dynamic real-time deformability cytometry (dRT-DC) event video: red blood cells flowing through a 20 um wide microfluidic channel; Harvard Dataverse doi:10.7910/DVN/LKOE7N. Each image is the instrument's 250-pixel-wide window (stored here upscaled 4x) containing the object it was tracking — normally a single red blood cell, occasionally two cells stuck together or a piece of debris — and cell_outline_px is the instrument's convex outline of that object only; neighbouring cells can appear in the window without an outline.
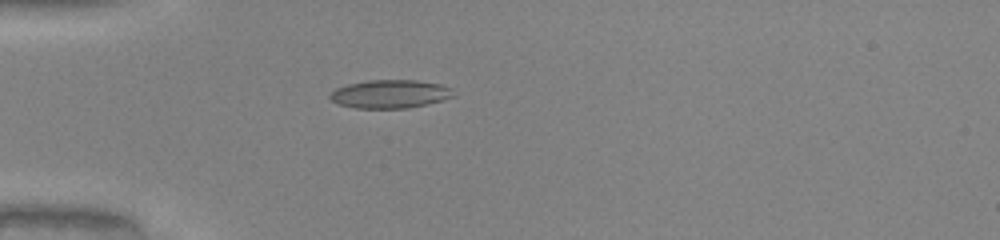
{"species": "common noctule bat (a hibernating species)", "species_latin": "Nyctalus noctula", "temperature_condition": "warm", "stored_images_in_passage": 36, "camera_frame_rate_fps": 3000, "um_per_image_px": 0.085, "animal": {"sex": "male", "body_mass_g": 20.0, "forearm_length_mm": 53.3}, "frame": {"image": 1, "passage_image": 1, "time_ms": 0.0, "image_size_px": [1000, 240], "cell_outline_px": [[456, 96], [408, 108], [356, 108], [336, 104], [328, 96], [336, 88], [348, 84], [368, 80], [416, 80], [440, 84], [452, 88]], "centroid_in_image_um": [33.14, 7.98], "position_along_channel_um": 51.9, "area_um2": 20.35}}
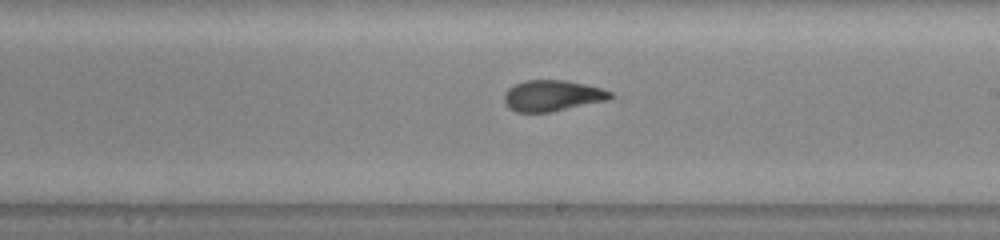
{"frame": {"image": 2, "passage_image": 16, "time_ms": 5.0, "image_size_px": [1000, 240], "cell_outline_px": [[612, 96], [608, 100], [548, 112], [516, 112], [508, 108], [504, 100], [504, 92], [508, 88], [524, 80], [564, 80], [584, 84], [600, 88], [612, 92]], "centroid_in_image_um": [46.9, 8.13], "position_along_channel_um": 242.1, "area_um2": 19.02}}
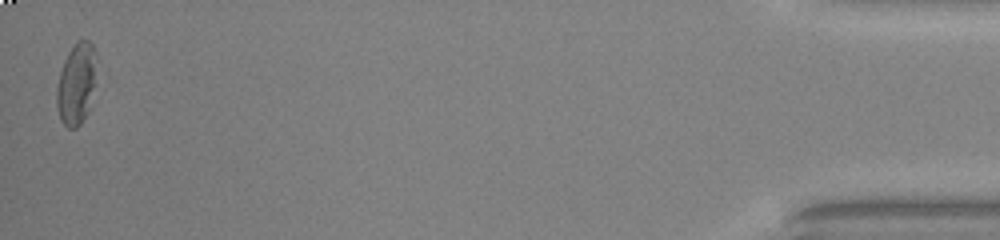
{"frame": {"image": 3, "passage_image": 36, "time_ms": 11.667, "image_size_px": [1000, 240], "cell_outline_px": [[108, 80], [88, 112], [80, 124], [76, 128], [68, 128], [60, 120], [56, 104], [56, 88], [60, 72], [64, 60], [68, 52], [76, 40], [88, 40], [92, 44], [108, 76]], "centroid_in_image_um": [6.74, 7.08], "position_along_channel_um": 428.5, "area_um2": 22.02}, "authors_computed_cell_mechanics": {"area_um2": 19.4208, "velocity_mm_per_s": 4.1078, "shape_relaxation_time_tau1_ms": 6.6745, "shape_relaxation_time_tau2_ms": 1.2941, "deformation_change_tau1": 0.2373, "deformation_change_tau2": 0.0923}}